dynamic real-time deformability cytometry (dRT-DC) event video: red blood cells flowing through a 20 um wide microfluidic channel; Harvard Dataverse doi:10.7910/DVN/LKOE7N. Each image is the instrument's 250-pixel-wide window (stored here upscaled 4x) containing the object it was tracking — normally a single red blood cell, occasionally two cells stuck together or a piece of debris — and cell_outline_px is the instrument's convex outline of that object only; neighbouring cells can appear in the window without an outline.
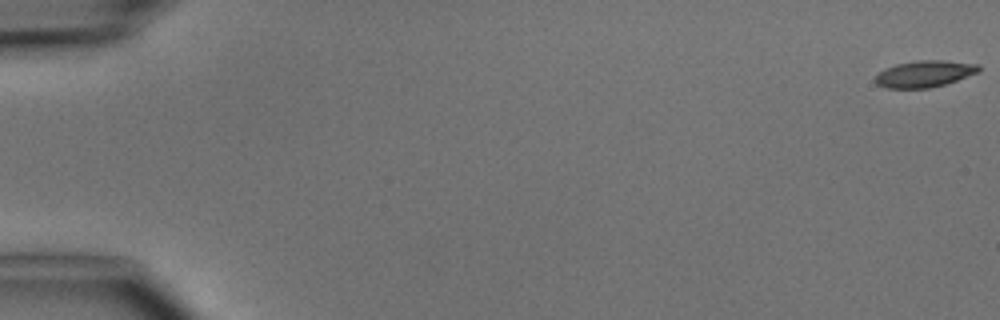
{"species": "common noctule bat (a hibernating species)", "species_latin": "Nyctalus noctula", "temperature_condition": "cold", "stored_images_in_passage": 5, "camera_frame_rate_fps": 3000, "um_per_image_px": 0.085, "animal": {"sex": "male", "body_mass_g": 15.6}, "frame": {"image": 1, "passage_image": 1, "time_ms": 0.0, "image_size_px": [1000, 320], "cell_outline_px": [[980, 72], [944, 84], [928, 88], [884, 88], [876, 84], [876, 76], [884, 68], [896, 64], [916, 60], [944, 60], [980, 64]], "centroid_in_image_um": [78.59, 6.26], "position_along_channel_um": 6.4, "area_um2": 16.07}}
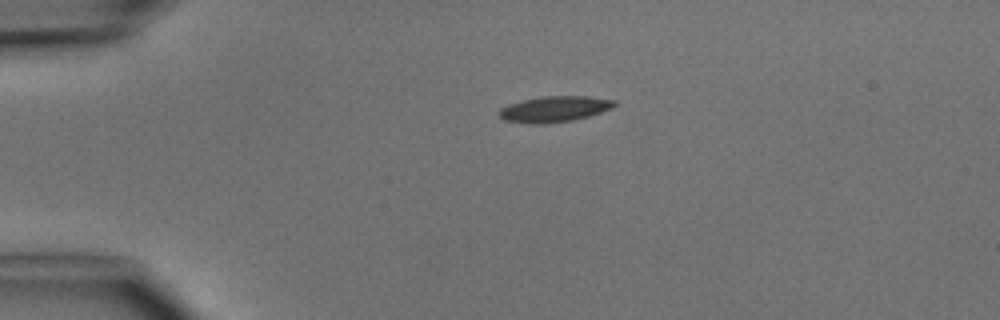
{"frame": {"image": 2, "passage_image": 4, "time_ms": 3.667, "image_size_px": [1000, 320], "cell_outline_px": [[616, 104], [612, 108], [588, 116], [572, 120], [544, 124], [524, 124], [504, 120], [500, 116], [500, 108], [508, 104], [520, 100], [540, 96], [588, 96], [616, 100]], "centroid_in_image_um": [47.09, 9.27], "position_along_channel_um": 37.9, "area_um2": 17.51}}